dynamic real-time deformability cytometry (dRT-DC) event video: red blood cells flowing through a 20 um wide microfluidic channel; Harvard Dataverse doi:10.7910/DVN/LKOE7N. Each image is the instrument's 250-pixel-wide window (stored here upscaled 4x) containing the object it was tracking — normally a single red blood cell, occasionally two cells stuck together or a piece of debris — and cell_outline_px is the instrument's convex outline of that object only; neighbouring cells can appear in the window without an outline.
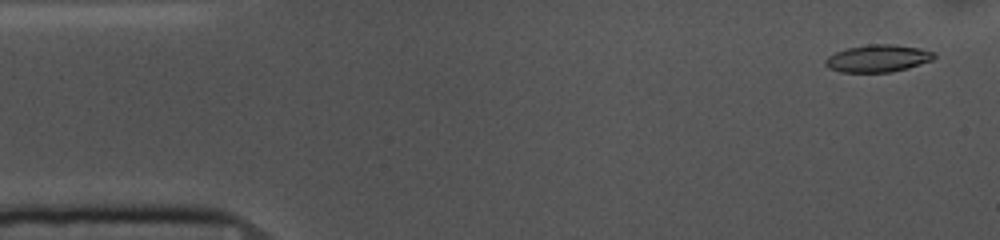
{"species": "common noctule bat (a hibernating species)", "species_latin": "Nyctalus noctula", "temperature_condition": "cold", "stored_images_in_passage": 52, "camera_frame_rate_fps": 3000, "um_per_image_px": 0.085, "animal": {"sex": "female", "body_mass_g": 10.0, "forearm_length_mm": 53.1}, "frame": {"image": 1, "passage_image": 2, "time_ms": 0.333, "image_size_px": [1000, 240], "cell_outline_px": [[936, 56], [932, 60], [908, 68], [892, 72], [840, 72], [828, 68], [824, 64], [824, 60], [828, 56], [836, 52], [848, 48], [868, 44], [892, 44], [920, 48], [936, 52]], "centroid_in_image_um": [74.62, 4.96], "position_along_channel_um": 10.4, "area_um2": 17.4}}
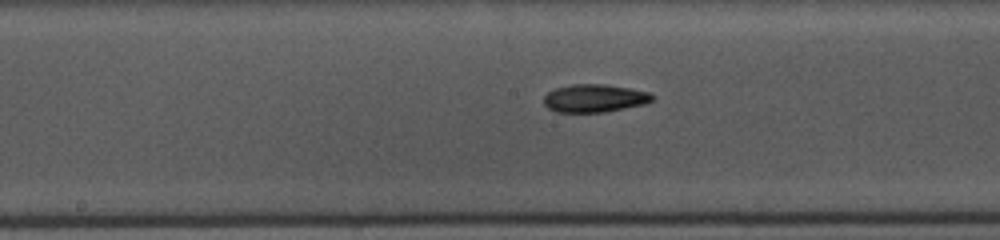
{"frame": {"image": 2, "passage_image": 25, "time_ms": 8.0, "image_size_px": [1000, 240], "cell_outline_px": [[656, 96], [652, 100], [644, 104], [604, 112], [556, 112], [548, 108], [544, 104], [544, 96], [548, 92], [556, 88], [572, 84], [604, 84], [628, 88], [648, 92]], "centroid_in_image_um": [50.52, 8.35], "position_along_channel_um": 197.7, "area_um2": 17.57}}
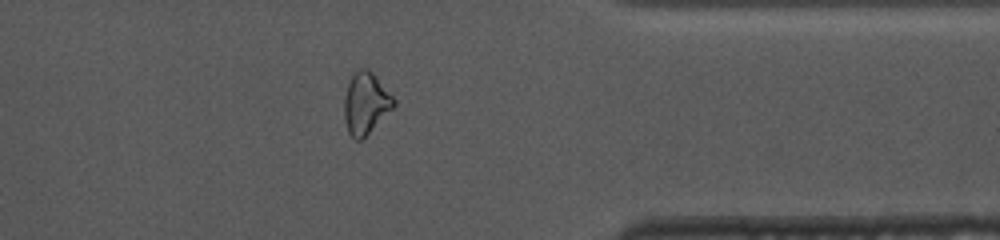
{"frame": {"image": 3, "passage_image": 41, "time_ms": 13.333, "image_size_px": [1000, 240], "cell_outline_px": [[396, 104], [360, 140], [356, 140], [348, 132], [344, 120], [344, 96], [348, 80], [360, 68], [368, 68], [376, 76], [396, 100]], "centroid_in_image_um": [31.06, 8.74], "position_along_channel_um": 380.3, "area_um2": 17.51}, "authors_computed_cell_mechanics": {"area_um2": 17.5712, "velocity_mm_per_s": 3.7141, "shape_relaxation_time_tau1_ms": 6.7529, "shape_relaxation_time_tau2_ms": 7.4342, "deformation_change_tau1": 0.1641, "deformation_change_tau2": 0.1661}}